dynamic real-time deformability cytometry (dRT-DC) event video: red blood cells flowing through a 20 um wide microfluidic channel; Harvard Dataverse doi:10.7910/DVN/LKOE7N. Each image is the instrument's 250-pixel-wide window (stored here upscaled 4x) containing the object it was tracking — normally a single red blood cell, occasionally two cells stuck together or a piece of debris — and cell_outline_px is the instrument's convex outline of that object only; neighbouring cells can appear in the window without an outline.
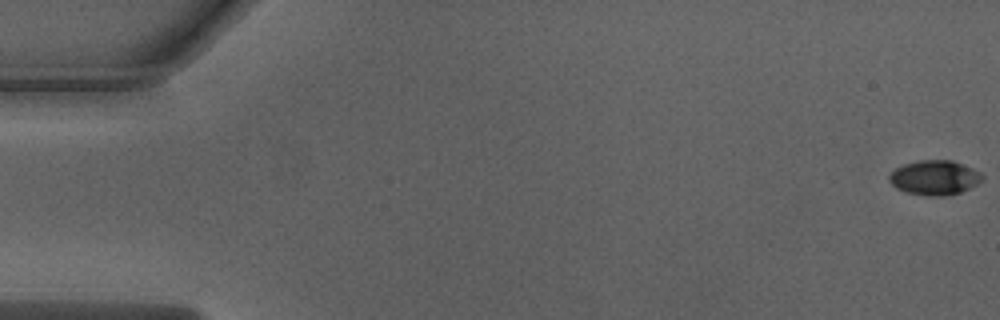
{"species": "Egyptian fruit bat (a non-hibernating species)", "species_latin": "Rousettus aegyptiacus", "temperature_condition": "warm", "stored_images_in_passage": 11, "camera_frame_rate_fps": 3000, "um_per_image_px": 0.085, "animal": {"sex": "male"}, "frame": {"image": 1, "passage_image": 1, "time_ms": 0.0, "image_size_px": [1000, 320], "cell_outline_px": [[984, 176], [976, 184], [960, 192], [944, 196], [932, 196], [908, 192], [896, 188], [888, 180], [888, 176], [896, 168], [904, 164], [916, 160], [952, 160], [972, 168], [980, 172]], "centroid_in_image_um": [79.42, 15.08], "position_along_channel_um": 5.6, "area_um2": 18.55}}